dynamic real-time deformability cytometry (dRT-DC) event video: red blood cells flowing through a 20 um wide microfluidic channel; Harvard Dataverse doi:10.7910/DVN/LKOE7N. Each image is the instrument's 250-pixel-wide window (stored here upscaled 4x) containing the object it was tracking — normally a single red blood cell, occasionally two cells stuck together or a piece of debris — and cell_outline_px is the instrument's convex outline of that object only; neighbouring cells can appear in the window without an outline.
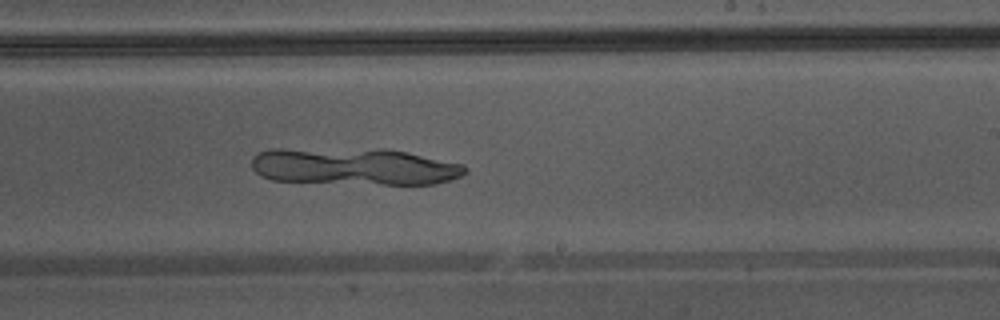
{"species": "Egyptian fruit bat (a non-hibernating species)", "species_latin": "Rousettus aegyptiacus", "temperature_condition": "warm", "stored_images_in_passage": 36, "camera_frame_rate_fps": 3000, "um_per_image_px": 0.085, "animal": {"sex": "male"}, "frame": {"image": 1, "passage_image": 21, "time_ms": 6.667, "image_size_px": [1000, 320], "cell_outline_px": [[468, 172], [460, 176], [436, 184], [384, 184], [272, 180], [260, 176], [252, 168], [252, 156], [256, 152], [272, 148], [384, 148], [408, 152], [464, 164], [468, 168]], "centroid_in_image_um": [30.09, 14.12], "position_along_channel_um": 258.9, "area_um2": 46.76}}